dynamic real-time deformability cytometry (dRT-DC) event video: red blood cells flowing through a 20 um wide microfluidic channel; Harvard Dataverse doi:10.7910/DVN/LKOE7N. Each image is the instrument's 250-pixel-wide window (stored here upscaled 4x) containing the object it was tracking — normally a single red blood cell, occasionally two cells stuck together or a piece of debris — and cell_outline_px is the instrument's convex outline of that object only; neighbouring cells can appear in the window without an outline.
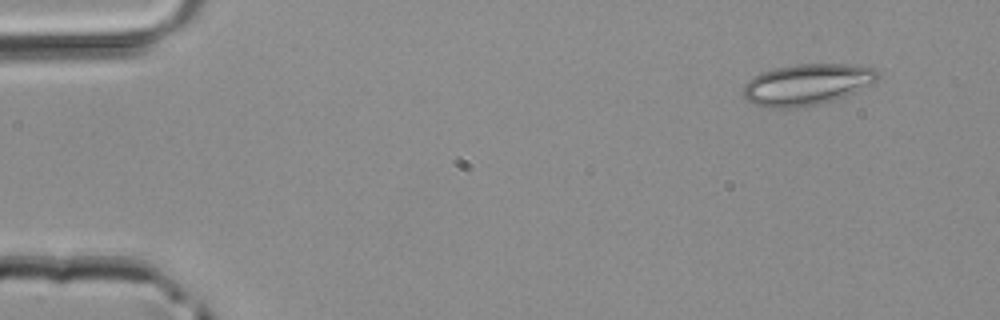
{"species": "common noctule bat (a hibernating species)", "species_latin": "Nyctalus noctula", "temperature_condition": "room temperature", "stored_images_in_passage": 3, "camera_frame_rate_fps": 3000, "um_per_image_px": 0.085, "animal": {"sex": "male", "body_mass_g": 20.4}, "frame": {"image": 1, "passage_image": 1, "time_ms": 0.0, "image_size_px": [1000, 320], "cell_outline_px": [[880, 76], [872, 84], [856, 92], [836, 100], [796, 108], [772, 108], [756, 104], [748, 100], [740, 92], [744, 84], [752, 76], [760, 72], [776, 68], [796, 64], [848, 64], [872, 68], [880, 72]], "centroid_in_image_um": [68.58, 7.18], "position_along_channel_um": 16.4, "area_um2": 32.54}}